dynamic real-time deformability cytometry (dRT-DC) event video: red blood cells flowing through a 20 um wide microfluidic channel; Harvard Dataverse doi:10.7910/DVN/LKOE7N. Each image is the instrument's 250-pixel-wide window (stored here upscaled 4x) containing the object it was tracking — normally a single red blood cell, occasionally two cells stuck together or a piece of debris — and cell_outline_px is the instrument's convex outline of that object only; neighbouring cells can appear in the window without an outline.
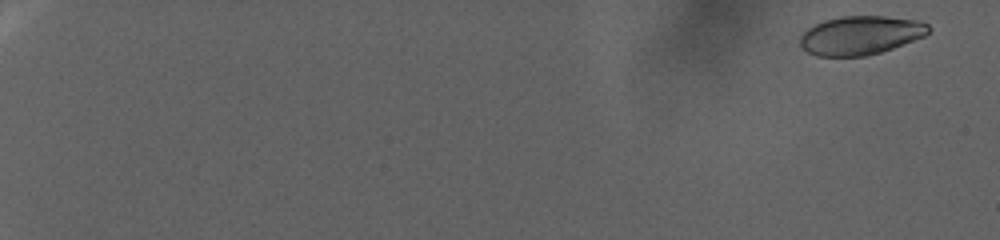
{"species": "human", "species_latin": "Homo sapiens", "temperature_condition": "warm", "stored_images_in_passage": 97, "camera_frame_rate_fps": 3000, "um_per_image_px": 0.085, "donor": {"sex": "female"}, "frame": {"image": 1, "passage_image": 5, "time_ms": 1.333, "image_size_px": [1000, 240], "cell_outline_px": [[932, 28], [924, 36], [892, 48], [880, 52], [864, 56], [816, 56], [808, 52], [800, 44], [800, 36], [808, 28], [824, 20], [840, 16], [884, 16], [920, 20], [928, 24]], "centroid_in_image_um": [73.16, 2.99], "position_along_channel_um": 11.8, "area_um2": 28.96}}
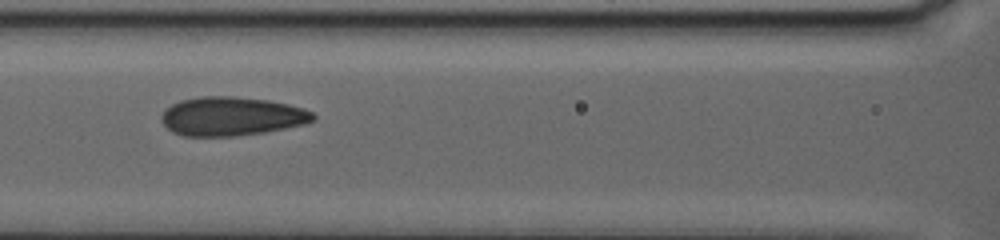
{"frame": {"image": 2, "passage_image": 53, "time_ms": 17.333, "image_size_px": [1000, 240], "cell_outline_px": [[316, 120], [304, 124], [264, 132], [236, 136], [184, 136], [172, 132], [160, 120], [160, 116], [172, 104], [180, 100], [200, 96], [232, 96], [268, 100], [288, 104], [304, 108], [312, 112], [316, 116]], "centroid_in_image_um": [19.69, 9.88], "position_along_channel_um": 146.9, "area_um2": 34.39}}
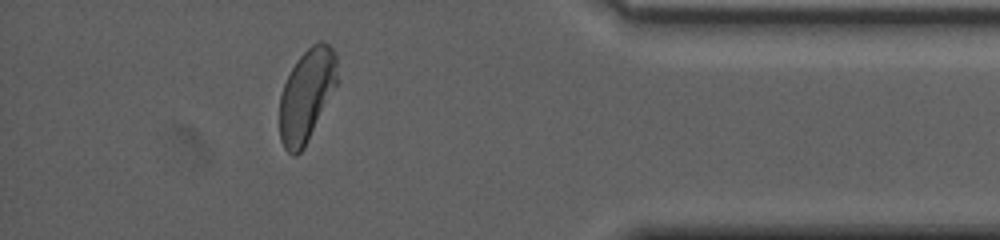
{"frame": {"image": 3, "passage_image": 89, "time_ms": 29.333, "image_size_px": [1000, 240], "cell_outline_px": [[336, 84], [304, 148], [296, 156], [292, 156], [284, 148], [280, 140], [280, 96], [284, 84], [296, 60], [312, 44], [320, 40], [328, 44], [336, 52]], "centroid_in_image_um": [26.04, 8.09], "position_along_channel_um": 409.2, "area_um2": 30.58}, "authors_computed_cell_mechanics": {"area_um2": 32.0212, "velocity_mm_per_s": 2.3803, "shape_relaxation_time_tau1_ms": 9.3035, "shape_relaxation_time_tau2_ms": null, "deformation_change_tau1": 0.1949, "deformation_change_tau2": null}}